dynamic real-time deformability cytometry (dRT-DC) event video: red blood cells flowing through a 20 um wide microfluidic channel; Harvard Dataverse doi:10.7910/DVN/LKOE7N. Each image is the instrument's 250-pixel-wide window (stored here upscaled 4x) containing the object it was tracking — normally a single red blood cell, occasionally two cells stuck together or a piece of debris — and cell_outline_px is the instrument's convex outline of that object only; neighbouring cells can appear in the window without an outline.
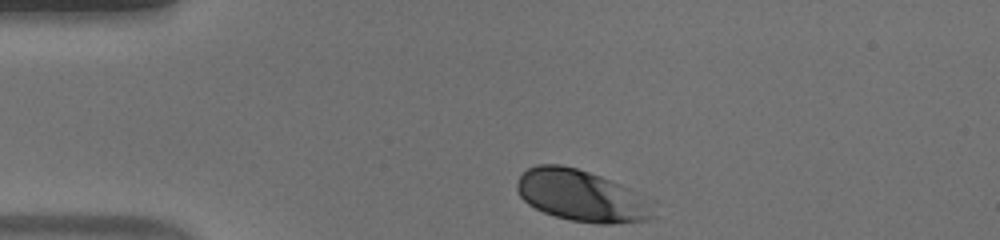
{"species": "human", "species_latin": "Homo sapiens", "temperature_condition": "warm", "stored_images_in_passage": 35, "camera_frame_rate_fps": 3000, "um_per_image_px": 0.085, "donor": {"sex": "male"}, "frame": {"image": 1, "passage_image": 1, "time_ms": 0.0, "image_size_px": [1000, 240], "cell_outline_px": [[652, 216], [648, 220], [612, 224], [596, 224], [572, 220], [556, 216], [544, 212], [528, 204], [520, 196], [516, 188], [516, 184], [520, 176], [528, 168], [536, 164], [560, 164], [576, 168], [600, 176], [620, 184], [628, 188], [644, 204]], "centroid_in_image_um": [49.26, 16.63], "position_along_channel_um": 35.7, "area_um2": 39.59}}
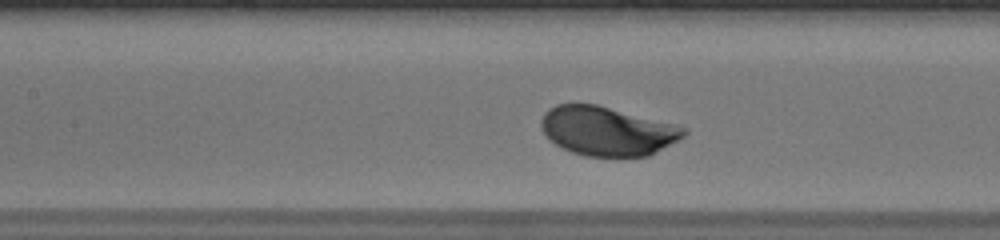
{"frame": {"image": 2, "passage_image": 14, "time_ms": 4.333, "image_size_px": [1000, 240], "cell_outline_px": [[688, 132], [684, 136], [656, 152], [648, 156], [584, 156], [572, 152], [556, 144], [540, 128], [540, 120], [544, 112], [548, 108], [556, 104], [596, 104], [676, 124], [688, 128]], "centroid_in_image_um": [51.62, 11.12], "position_along_channel_um": 155.8, "area_um2": 40.69}}
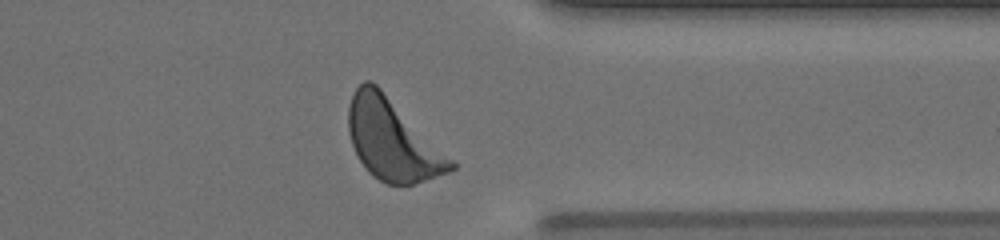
{"frame": {"image": 3, "passage_image": 32, "time_ms": 10.333, "image_size_px": [1000, 240], "cell_outline_px": [[456, 168], [448, 172], [412, 184], [388, 184], [372, 176], [368, 172], [360, 160], [352, 144], [348, 132], [348, 108], [352, 96], [356, 88], [364, 80], [372, 80], [456, 160]], "centroid_in_image_um": [33.38, 11.87], "position_along_channel_um": 378.0, "area_um2": 48.32}, "authors_computed_cell_mechanics": {"area_um2": 41.5582, "velocity_mm_per_s": 3.8028, "shape_relaxation_time_tau1_ms": null, "shape_relaxation_time_tau2_ms": 3.2963, "deformation_change_tau1": null, "deformation_change_tau2": 0.1078}}